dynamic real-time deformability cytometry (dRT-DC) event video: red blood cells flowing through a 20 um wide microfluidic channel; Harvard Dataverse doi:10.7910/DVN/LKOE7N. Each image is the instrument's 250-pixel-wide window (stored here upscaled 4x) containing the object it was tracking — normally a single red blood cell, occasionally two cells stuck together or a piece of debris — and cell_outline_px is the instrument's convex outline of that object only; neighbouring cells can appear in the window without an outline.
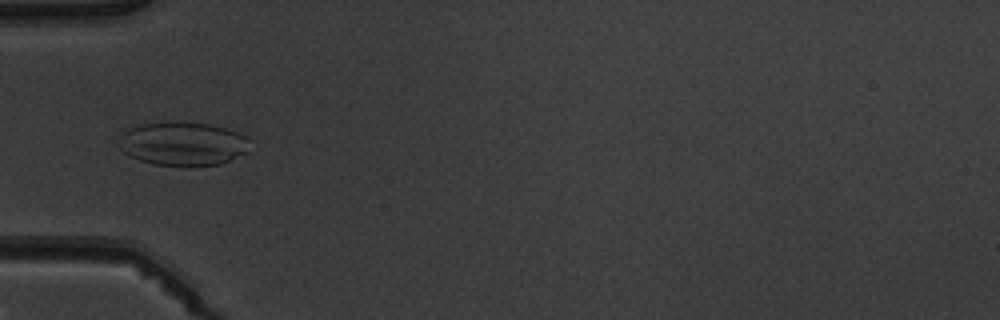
{"species": "common noctule bat (a hibernating species)", "species_latin": "Nyctalus noctula", "temperature_condition": "warm", "stored_images_in_passage": 5, "camera_frame_rate_fps": 3000, "um_per_image_px": 0.085, "animal": {"sex": "male", "body_mass_g": 19.5, "forearm_length_mm": 54.6}, "frame": {"image": 1, "passage_image": 4, "time_ms": 3.667, "image_size_px": [1000, 320], "cell_outline_px": [[248, 152], [220, 164], [192, 168], [152, 164], [140, 160], [124, 152], [120, 148], [124, 132], [128, 128], [140, 124], [168, 120], [208, 124], [224, 128], [248, 136]], "centroid_in_image_um": [15.57, 12.23], "position_along_channel_um": 69.4, "area_um2": 33.81}}
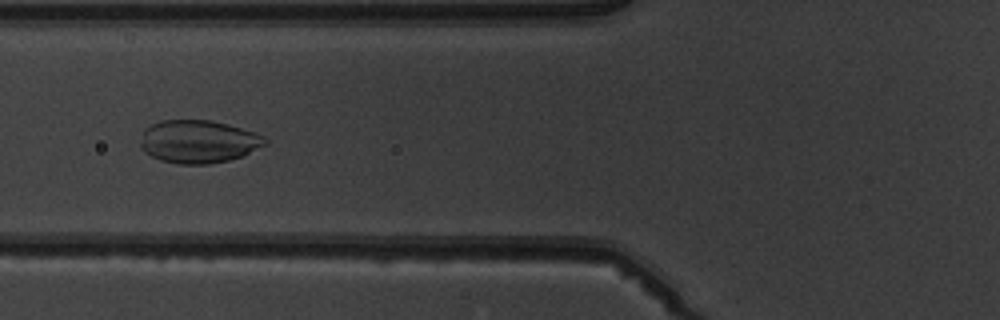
{"frame": {"image": 2, "passage_image": 5, "time_ms": 4.667, "image_size_px": [1000, 320], "cell_outline_px": [[268, 144], [244, 156], [228, 160], [208, 164], [180, 164], [160, 160], [144, 152], [140, 148], [140, 144], [144, 128], [160, 120], [212, 120], [228, 124], [256, 132], [264, 136], [268, 140]], "centroid_in_image_um": [16.89, 12.03], "position_along_channel_um": 108.9, "area_um2": 31.56}}